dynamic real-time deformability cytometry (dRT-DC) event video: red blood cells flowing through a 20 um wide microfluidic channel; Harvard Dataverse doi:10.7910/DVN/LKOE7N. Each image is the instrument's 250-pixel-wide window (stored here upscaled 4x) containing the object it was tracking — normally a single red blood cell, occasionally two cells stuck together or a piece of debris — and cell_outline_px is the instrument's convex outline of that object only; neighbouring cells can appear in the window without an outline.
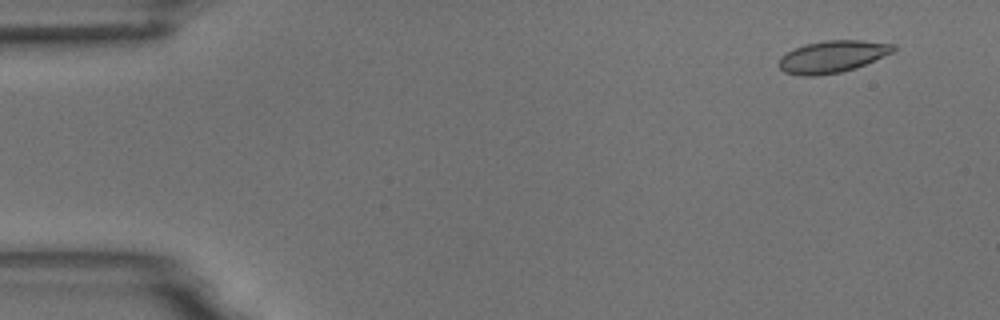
{"species": "common noctule bat (a hibernating species)", "species_latin": "Nyctalus noctula", "temperature_condition": "room temperature", "stored_images_in_passage": 4, "camera_frame_rate_fps": 3000, "um_per_image_px": 0.085, "animal": {"sex": "male", "body_mass_g": 18.8}, "frame": {"image": 1, "passage_image": 1, "time_ms": 0.0, "image_size_px": [1000, 320], "cell_outline_px": [[896, 48], [892, 52], [856, 68], [840, 72], [816, 76], [804, 76], [784, 72], [776, 64], [780, 56], [792, 48], [804, 44], [824, 40], [860, 40], [896, 44]], "centroid_in_image_um": [70.69, 4.8], "position_along_channel_um": 14.3, "area_um2": 21.56}}
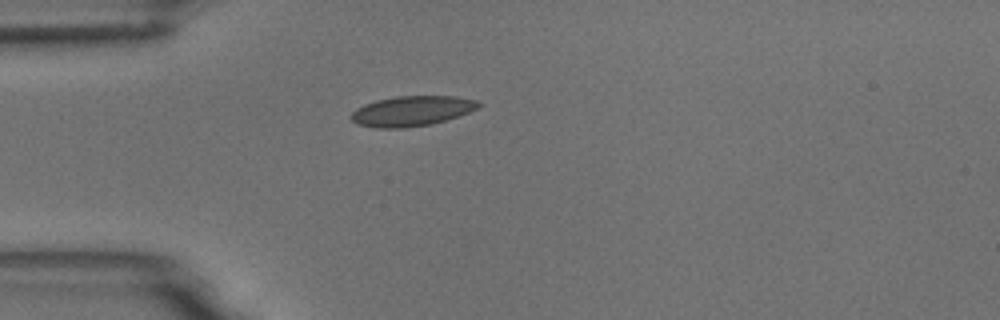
{"frame": {"image": 2, "passage_image": 4, "time_ms": 3.667, "image_size_px": [1000, 320], "cell_outline_px": [[484, 104], [468, 112], [432, 124], [404, 128], [376, 128], [356, 124], [352, 120], [352, 112], [356, 108], [364, 104], [376, 100], [396, 96], [456, 96], [476, 100]], "centroid_in_image_um": [34.98, 9.43], "position_along_channel_um": 50.0, "area_um2": 22.31}}